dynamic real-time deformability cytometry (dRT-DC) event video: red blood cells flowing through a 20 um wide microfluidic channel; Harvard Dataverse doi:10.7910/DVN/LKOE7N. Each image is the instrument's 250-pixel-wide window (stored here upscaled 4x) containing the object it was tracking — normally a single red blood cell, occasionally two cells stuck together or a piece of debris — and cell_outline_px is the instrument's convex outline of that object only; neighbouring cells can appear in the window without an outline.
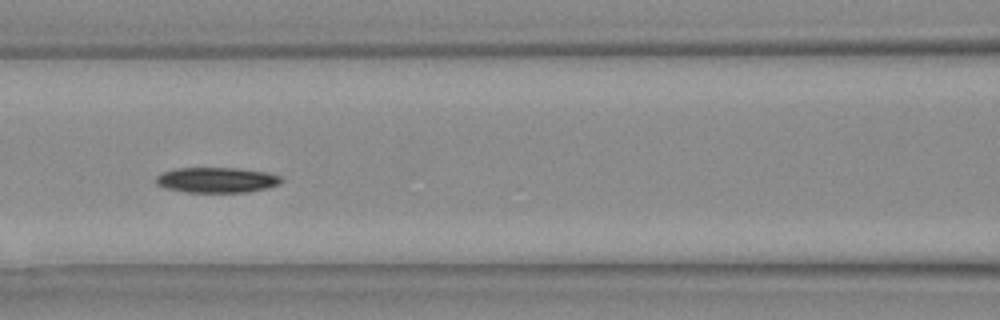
{"species": "Egyptian fruit bat (a non-hibernating species)", "species_latin": "Rousettus aegyptiacus", "temperature_condition": "warm", "stored_images_in_passage": 32, "camera_frame_rate_fps": 3000, "um_per_image_px": 0.085, "animal": {"sex": "female"}, "frame": {"image": 1, "passage_image": 14, "time_ms": 4.333, "image_size_px": [1000, 320], "cell_outline_px": [[284, 180], [280, 184], [264, 188], [244, 192], [184, 192], [164, 188], [156, 184], [156, 176], [164, 172], [176, 168], [236, 168], [264, 172], [280, 176]], "centroid_in_image_um": [18.38, 15.3], "position_along_channel_um": 148.2, "area_um2": 18.38}}